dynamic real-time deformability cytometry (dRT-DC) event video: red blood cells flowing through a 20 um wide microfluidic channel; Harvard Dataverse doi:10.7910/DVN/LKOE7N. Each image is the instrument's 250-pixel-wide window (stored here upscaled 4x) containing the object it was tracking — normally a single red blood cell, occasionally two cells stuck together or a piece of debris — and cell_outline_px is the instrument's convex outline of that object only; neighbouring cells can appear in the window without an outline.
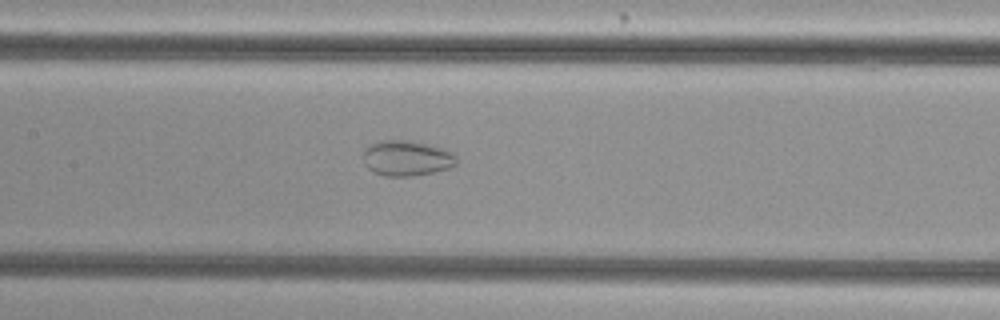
{"species": "common noctule bat (a hibernating species)", "species_latin": "Nyctalus noctula", "temperature_condition": "cold", "stored_images_in_passage": 38, "camera_frame_rate_fps": 3000, "um_per_image_px": 0.085, "animal": {"sex": "female", "body_mass_g": 29.2, "forearm_length_mm": 56.3}, "frame": {"image": 1, "passage_image": 10, "time_ms": 3.0, "image_size_px": [1000, 320], "cell_outline_px": [[456, 164], [448, 168], [432, 172], [412, 176], [384, 176], [372, 172], [364, 164], [364, 148], [372, 144], [384, 140], [408, 140], [440, 148], [452, 152], [456, 156]], "centroid_in_image_um": [34.53, 13.46], "position_along_channel_um": 172.9, "area_um2": 19.02}}
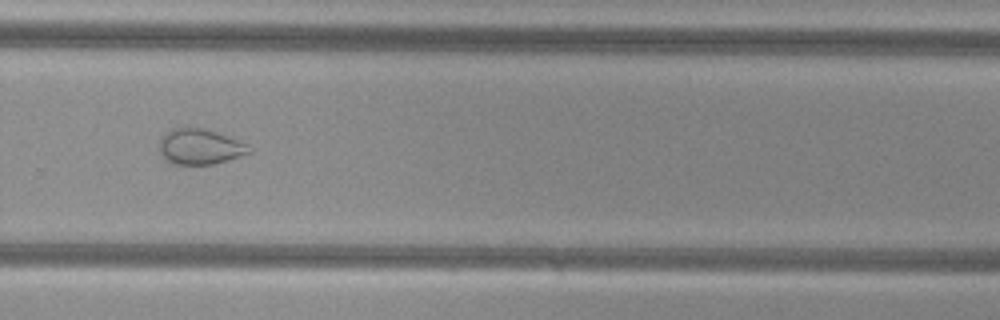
{"frame": {"image": 2, "passage_image": 21, "time_ms": 6.667, "image_size_px": [1000, 320], "cell_outline_px": [[252, 152], [240, 156], [212, 164], [172, 164], [160, 156], [160, 136], [164, 132], [172, 128], [188, 124], [204, 128], [216, 132], [236, 140], [244, 144]], "centroid_in_image_um": [16.88, 12.42], "position_along_channel_um": 312.9, "area_um2": 18.79}}
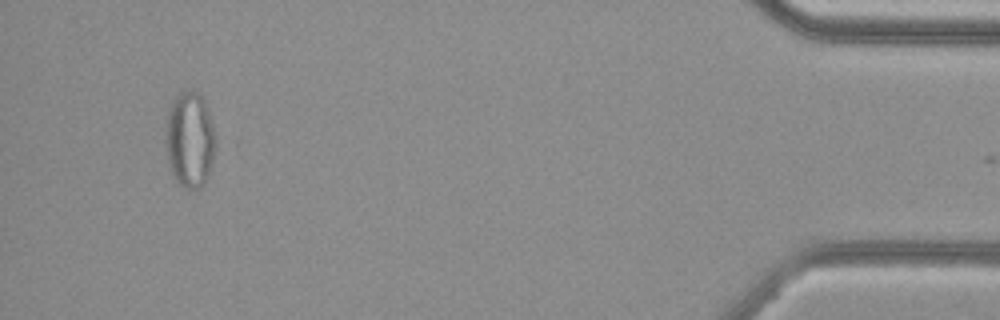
{"frame": {"image": 3, "passage_image": 35, "time_ms": 11.333, "image_size_px": [1000, 320], "cell_outline_px": [[216, 148], [208, 176], [204, 184], [200, 188], [188, 188], [176, 184], [172, 176], [168, 164], [164, 148], [164, 132], [168, 108], [176, 96], [180, 92], [200, 92], [204, 100], [216, 136]], "centroid_in_image_um": [16.09, 11.91], "position_along_channel_um": 419.1, "area_um2": 28.61}, "authors_computed_cell_mechanics": {"area_um2": 22.1952, "velocity_mm_per_s": 3.8227, "shape_relaxation_time_tau1_ms": null, "shape_relaxation_time_tau2_ms": 0.998, "deformation_change_tau1": null, "deformation_change_tau2": 0.0534}}